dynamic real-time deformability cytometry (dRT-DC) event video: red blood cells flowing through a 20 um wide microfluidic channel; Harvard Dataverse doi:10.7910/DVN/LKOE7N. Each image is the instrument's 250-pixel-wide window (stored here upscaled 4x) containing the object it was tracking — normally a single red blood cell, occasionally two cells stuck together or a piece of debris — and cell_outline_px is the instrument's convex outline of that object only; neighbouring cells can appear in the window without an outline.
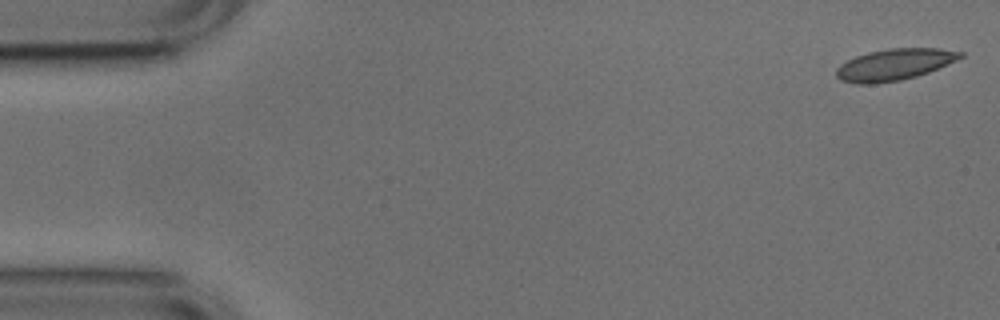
{"species": "common noctule bat (a hibernating species)", "species_latin": "Nyctalus noctula", "temperature_condition": "cold", "stored_images_in_passage": 52, "camera_frame_rate_fps": 3000, "um_per_image_px": 0.085, "animal": {"sex": "male", "body_mass_g": 17.9, "forearm_length_mm": 54.2}, "frame": {"image": 1, "passage_image": 1, "time_ms": 0.0, "image_size_px": [1000, 320], "cell_outline_px": [[964, 56], [956, 60], [928, 72], [916, 76], [900, 80], [876, 84], [856, 84], [840, 80], [836, 76], [836, 68], [840, 64], [856, 56], [868, 52], [888, 48], [940, 48], [964, 52]], "centroid_in_image_um": [76.0, 5.49], "position_along_channel_um": 9.0, "area_um2": 22.77}}
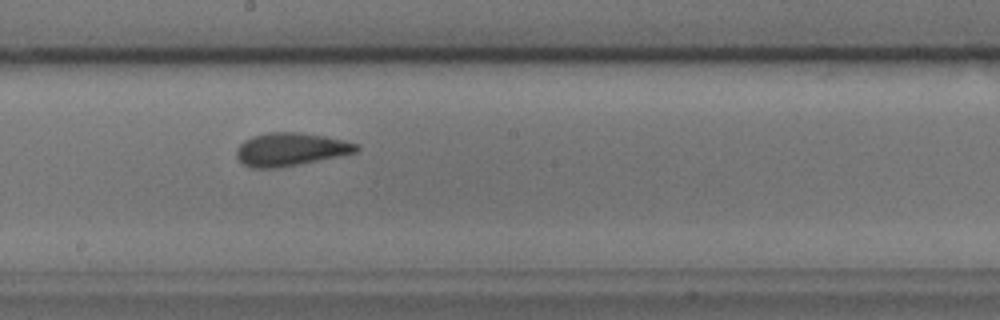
{"frame": {"image": 2, "passage_image": 28, "time_ms": 9.0, "image_size_px": [1000, 320], "cell_outline_px": [[360, 148], [356, 152], [340, 156], [276, 168], [252, 168], [244, 164], [236, 156], [236, 148], [244, 140], [252, 136], [268, 132], [300, 132], [324, 136], [344, 140], [360, 144]], "centroid_in_image_um": [24.7, 12.68], "position_along_channel_um": 223.5, "area_um2": 23.12}}
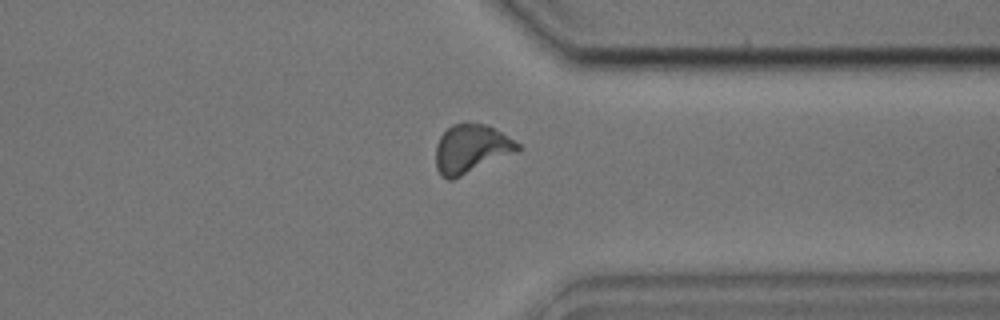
{"frame": {"image": 3, "passage_image": 40, "time_ms": 13.0, "image_size_px": [1000, 320], "cell_outline_px": [[524, 148], [516, 152], [452, 180], [448, 180], [440, 176], [436, 168], [436, 144], [440, 136], [452, 124], [464, 120], [468, 120], [488, 124], [520, 144]], "centroid_in_image_um": [40.03, 12.61], "position_along_channel_um": 371.4, "area_um2": 23.7}, "authors_computed_cell_mechanics": {"area_um2": 22.831, "velocity_mm_per_s": 3.7646, "shape_relaxation_time_tau1_ms": 3.88, "shape_relaxation_time_tau2_ms": 1.2986, "deformation_change_tau1": 0.1121, "deformation_change_tau2": 0.078}}